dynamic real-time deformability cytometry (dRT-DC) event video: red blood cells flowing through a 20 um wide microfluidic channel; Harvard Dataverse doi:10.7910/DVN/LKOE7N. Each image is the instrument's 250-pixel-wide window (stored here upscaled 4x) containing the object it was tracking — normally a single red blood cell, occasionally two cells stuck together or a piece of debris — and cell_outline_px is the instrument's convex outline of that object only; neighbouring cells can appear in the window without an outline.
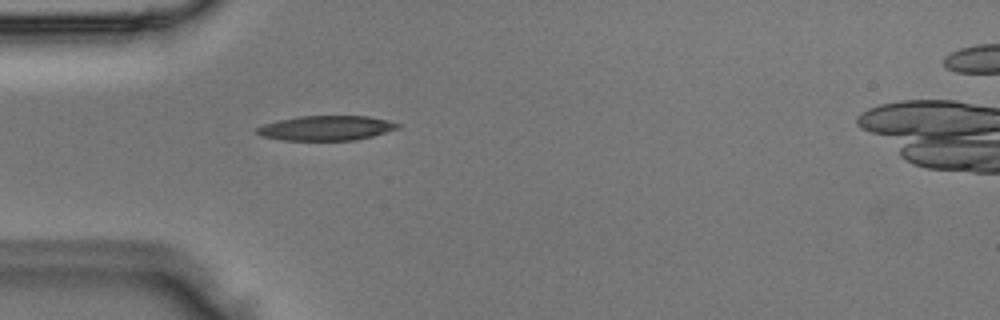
{"species": "Egyptian fruit bat (a non-hibernating species)", "species_latin": "Rousettus aegyptiacus", "temperature_condition": "room temperature", "stored_images_in_passage": 2, "camera_frame_rate_fps": 3000, "um_per_image_px": 0.085, "animal": {"sex": "male"}, "frame": {"image": 1, "passage_image": 1, "time_ms": 0.0, "image_size_px": [1000, 320], "cell_outline_px": [[400, 128], [372, 136], [356, 140], [280, 140], [260, 136], [252, 132], [256, 128], [264, 124], [280, 120], [300, 116], [368, 116], [400, 124]], "centroid_in_image_um": [27.67, 10.89], "position_along_channel_um": 57.3, "area_um2": 20.29}}